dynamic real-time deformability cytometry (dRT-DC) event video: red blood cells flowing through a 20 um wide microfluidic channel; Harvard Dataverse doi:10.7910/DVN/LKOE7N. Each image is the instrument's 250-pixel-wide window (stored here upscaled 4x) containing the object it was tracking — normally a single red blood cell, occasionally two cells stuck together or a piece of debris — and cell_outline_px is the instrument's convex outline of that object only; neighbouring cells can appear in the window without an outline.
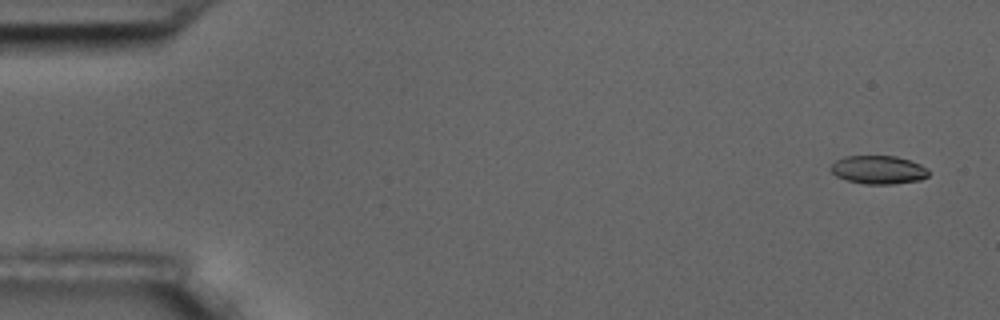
{"species": "common noctule bat (a hibernating species)", "species_latin": "Nyctalus noctula", "temperature_condition": "room temperature", "stored_images_in_passage": 5, "camera_frame_rate_fps": 3000, "um_per_image_px": 0.085, "animal": {"sex": "male", "body_mass_g": 17.5, "forearm_length_mm": 52.3}, "frame": {"image": 1, "passage_image": 1, "time_ms": 0.0, "image_size_px": [1000, 320], "cell_outline_px": [[928, 176], [920, 180], [892, 184], [864, 184], [848, 180], [836, 176], [828, 168], [836, 160], [844, 156], [896, 156], [920, 164], [928, 168]], "centroid_in_image_um": [74.65, 14.43], "position_along_channel_um": 10.4, "area_um2": 16.18}}
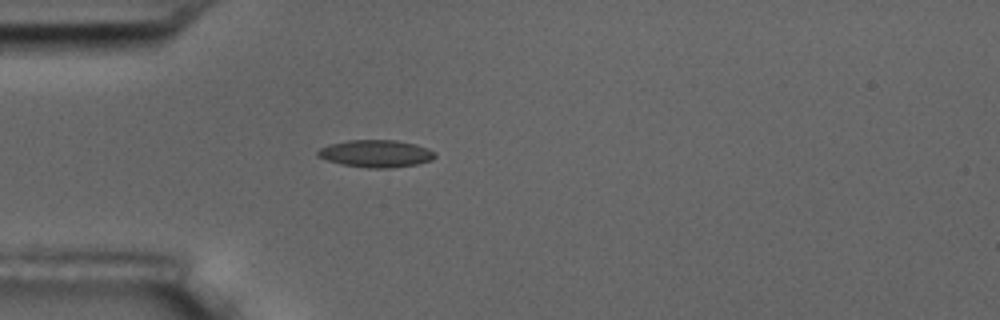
{"frame": {"image": 2, "passage_image": 5, "time_ms": 4.667, "image_size_px": [1000, 320], "cell_outline_px": [[436, 156], [432, 160], [416, 164], [388, 168], [368, 168], [344, 164], [328, 160], [316, 156], [316, 152], [320, 148], [332, 144], [348, 140], [396, 140], [416, 144], [428, 148], [436, 152]], "centroid_in_image_um": [31.99, 13.05], "position_along_channel_um": 53.0, "area_um2": 18.55}}